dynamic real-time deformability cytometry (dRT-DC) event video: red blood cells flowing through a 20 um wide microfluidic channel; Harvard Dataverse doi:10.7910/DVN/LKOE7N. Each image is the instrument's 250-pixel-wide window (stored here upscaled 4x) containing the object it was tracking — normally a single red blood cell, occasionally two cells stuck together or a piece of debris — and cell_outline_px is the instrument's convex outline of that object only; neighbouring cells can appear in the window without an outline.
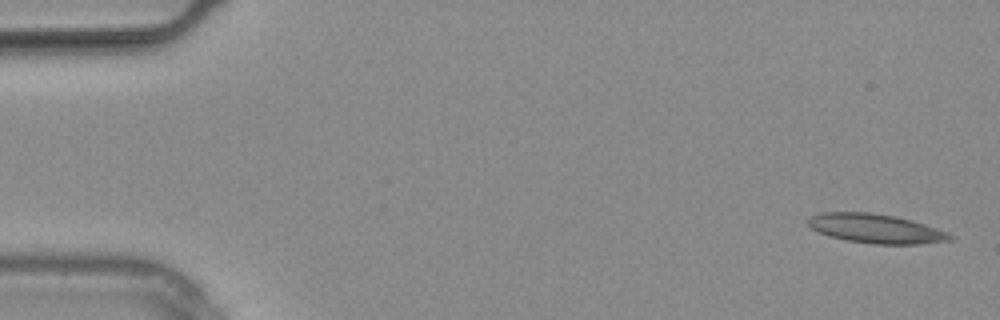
{"species": "common noctule bat (a hibernating species)", "species_latin": "Nyctalus noctula", "temperature_condition": "warm", "stored_images_in_passage": 3, "camera_frame_rate_fps": 3000, "um_per_image_px": 0.085, "animal": {"sex": "male", "body_mass_g": 20.4}, "frame": {"image": 1, "passage_image": 1, "time_ms": 0.0, "image_size_px": [1000, 320], "cell_outline_px": [[956, 236], [952, 240], [920, 244], [876, 244], [848, 240], [832, 236], [820, 232], [812, 228], [808, 224], [808, 220], [812, 216], [820, 212], [868, 212], [896, 216], [912, 220], [948, 232]], "centroid_in_image_um": [74.51, 19.42], "position_along_channel_um": 10.5, "area_um2": 23.99}}
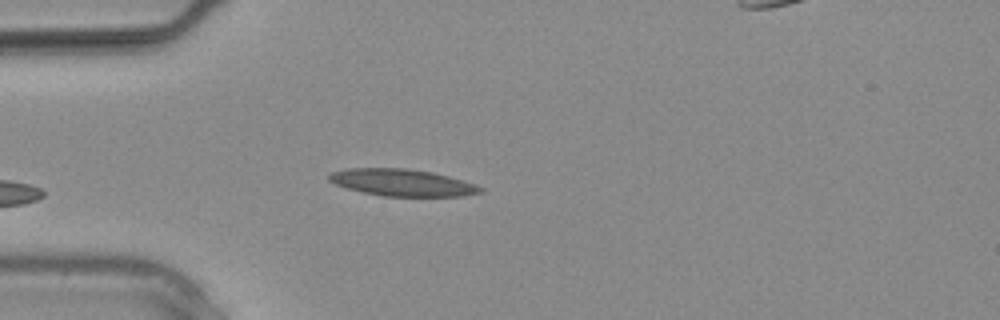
{"frame": {"image": 2, "passage_image": 3, "time_ms": 0.667, "image_size_px": [1000, 320], "cell_outline_px": [[484, 192], [464, 196], [384, 196], [364, 192], [348, 188], [336, 184], [328, 180], [328, 176], [332, 172], [344, 168], [408, 168], [432, 172], [448, 176], [476, 184], [484, 188]], "centroid_in_image_um": [34.22, 15.51], "position_along_channel_um": 50.8, "area_um2": 23.76}}